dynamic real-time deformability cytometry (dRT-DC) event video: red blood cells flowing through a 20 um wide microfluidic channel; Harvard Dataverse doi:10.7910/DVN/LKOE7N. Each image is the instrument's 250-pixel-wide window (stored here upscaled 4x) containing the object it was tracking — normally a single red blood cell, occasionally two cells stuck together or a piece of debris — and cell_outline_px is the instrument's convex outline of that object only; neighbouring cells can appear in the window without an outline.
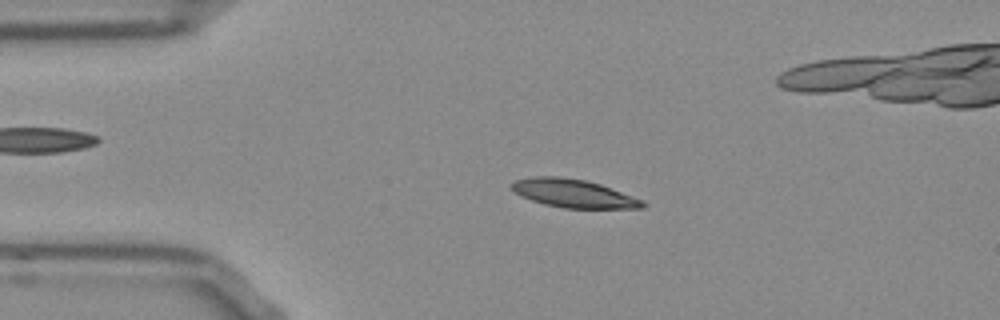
{"species": "Egyptian fruit bat (a non-hibernating species)", "species_latin": "Rousettus aegyptiacus", "temperature_condition": "room temperature", "stored_images_in_passage": 53, "camera_frame_rate_fps": 3000, "um_per_image_px": 0.085, "frame": {"image": 1, "passage_image": 10, "time_ms": 3.0, "image_size_px": [1000, 320], "cell_outline_px": [[648, 204], [644, 208], [564, 208], [544, 204], [520, 196], [512, 188], [512, 180], [532, 176], [560, 176], [584, 180], [600, 184], [612, 188], [644, 200]], "centroid_in_image_um": [48.77, 16.43], "position_along_channel_um": 36.2, "area_um2": 21.68}}
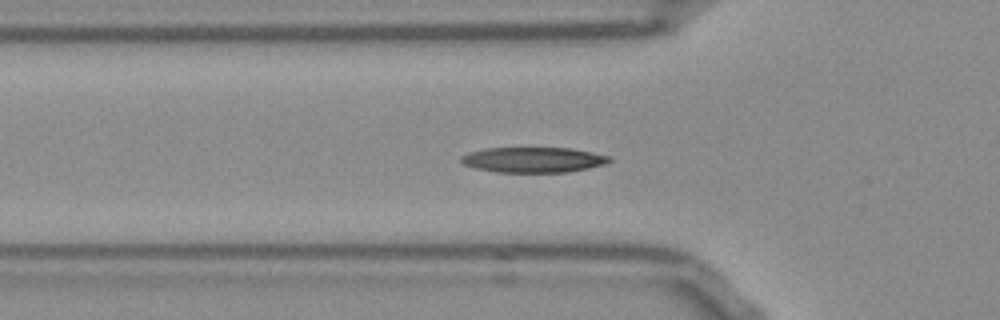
{"frame": {"image": 2, "passage_image": 16, "time_ms": 5.0, "image_size_px": [1000, 320], "cell_outline_px": [[612, 160], [608, 164], [568, 172], [496, 172], [476, 168], [464, 164], [460, 160], [460, 156], [468, 152], [484, 148], [572, 148], [612, 156]], "centroid_in_image_um": [45.37, 13.58], "position_along_channel_um": 80.4, "area_um2": 22.08}}
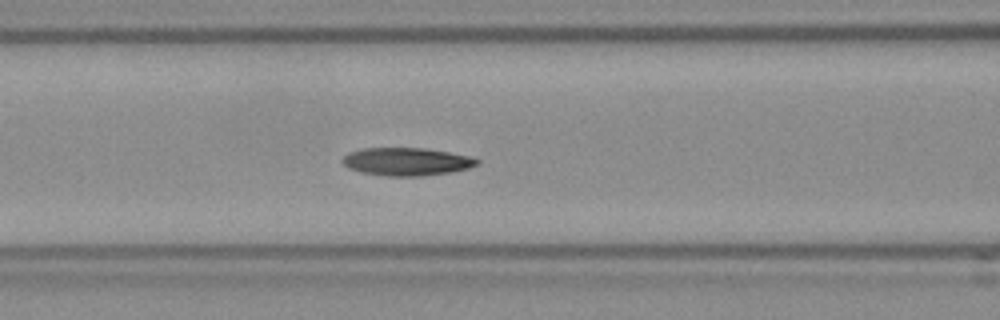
{"frame": {"image": 3, "passage_image": 20, "time_ms": 6.333, "image_size_px": [1000, 320], "cell_outline_px": [[480, 164], [468, 168], [452, 172], [420, 176], [388, 176], [360, 172], [348, 168], [340, 160], [348, 152], [360, 148], [424, 148], [448, 152], [468, 156], [480, 160]], "centroid_in_image_um": [34.53, 13.73], "position_along_channel_um": 132.1, "area_um2": 21.96}, "authors_computed_cell_mechanics": {"area_um2": 21.4438, "velocity_mm_per_s": 3.7934, "shape_relaxation_time_tau1_ms": 3.3678, "shape_relaxation_time_tau2_ms": 2.581, "deformation_change_tau1": 0.1434, "deformation_change_tau2": 0.082}}